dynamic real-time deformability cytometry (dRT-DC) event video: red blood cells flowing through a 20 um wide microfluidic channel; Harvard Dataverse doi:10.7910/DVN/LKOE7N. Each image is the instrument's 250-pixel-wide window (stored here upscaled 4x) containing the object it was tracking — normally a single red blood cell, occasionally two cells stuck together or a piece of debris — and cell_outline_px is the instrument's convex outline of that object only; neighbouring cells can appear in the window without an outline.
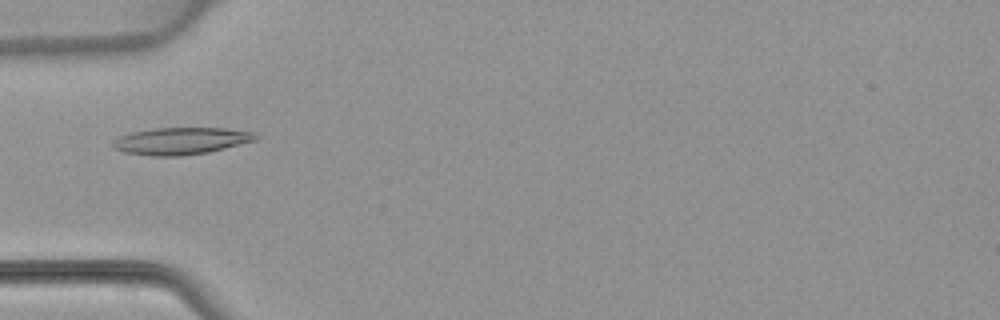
{"species": "common noctule bat (a hibernating species)", "species_latin": "Nyctalus noctula", "temperature_condition": "warm", "stored_images_in_passage": 3, "camera_frame_rate_fps": 3000, "um_per_image_px": 0.085, "animal": {"sex": "female", "body_mass_g": 22.7, "forearm_length_mm": 54.2}, "frame": {"image": 1, "passage_image": 3, "time_ms": 4.0, "image_size_px": [1000, 320], "cell_outline_px": [[260, 136], [256, 140], [208, 152], [180, 156], [152, 156], [124, 152], [112, 148], [112, 140], [120, 136], [132, 132], [152, 128], [224, 128], [256, 132]], "centroid_in_image_um": [15.37, 11.97], "position_along_channel_um": 69.6, "area_um2": 22.6}}